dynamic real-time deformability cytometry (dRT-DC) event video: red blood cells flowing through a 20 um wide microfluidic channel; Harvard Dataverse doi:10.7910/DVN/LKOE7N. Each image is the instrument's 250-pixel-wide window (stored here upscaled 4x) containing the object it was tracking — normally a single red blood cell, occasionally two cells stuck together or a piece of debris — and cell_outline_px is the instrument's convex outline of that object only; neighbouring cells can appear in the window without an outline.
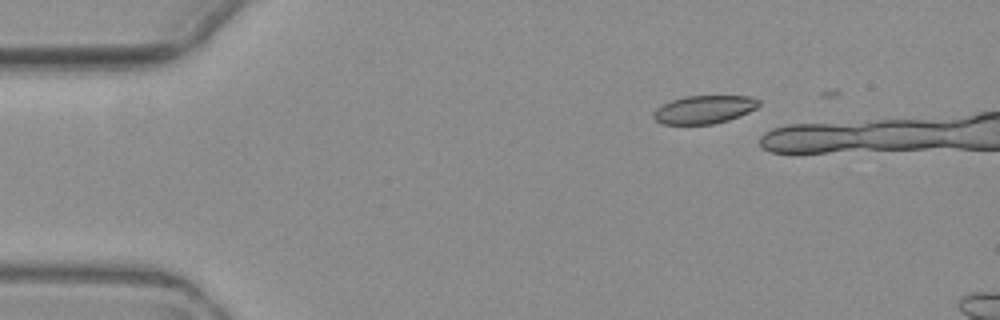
{"species": "common noctule bat (a hibernating species)", "species_latin": "Nyctalus noctula", "temperature_condition": "warm", "stored_images_in_passage": 3, "camera_frame_rate_fps": 3000, "um_per_image_px": 0.085, "animal": {"sex": "female", "body_mass_g": 19.3, "forearm_length_mm": 54.1}, "frame": {"image": 1, "passage_image": 1, "time_ms": 0.0, "image_size_px": [1000, 320], "cell_outline_px": [[760, 104], [756, 108], [740, 116], [728, 120], [712, 124], [660, 124], [652, 116], [652, 112], [656, 108], [672, 100], [684, 96], [752, 96], [760, 100]], "centroid_in_image_um": [59.85, 9.31], "position_along_channel_um": 25.2, "area_um2": 17.34}}